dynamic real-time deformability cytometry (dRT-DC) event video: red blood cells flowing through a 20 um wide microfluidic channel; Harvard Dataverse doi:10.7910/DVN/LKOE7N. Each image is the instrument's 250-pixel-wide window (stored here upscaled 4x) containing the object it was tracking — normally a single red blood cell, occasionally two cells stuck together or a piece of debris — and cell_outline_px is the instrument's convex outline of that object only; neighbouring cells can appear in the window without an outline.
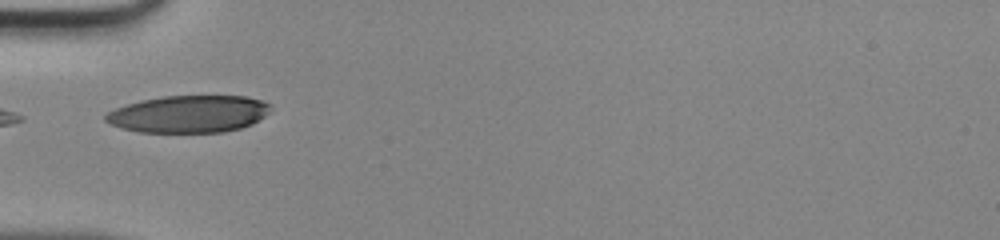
{"species": "human", "species_latin": "Homo sapiens", "temperature_condition": "room temperature", "stored_images_in_passage": 32, "camera_frame_rate_fps": 3000, "um_per_image_px": 0.085, "donor": {"sex": "male"}, "frame": {"image": 1, "passage_image": 1, "time_ms": 0.0, "image_size_px": [1000, 240], "cell_outline_px": [[272, 108], [264, 116], [252, 124], [240, 128], [224, 132], [136, 132], [120, 128], [104, 120], [104, 116], [108, 112], [116, 108], [140, 100], [164, 96], [244, 96], [260, 100], [272, 104]], "centroid_in_image_um": [16.04, 9.69], "position_along_channel_um": 69.0, "area_um2": 35.78}}
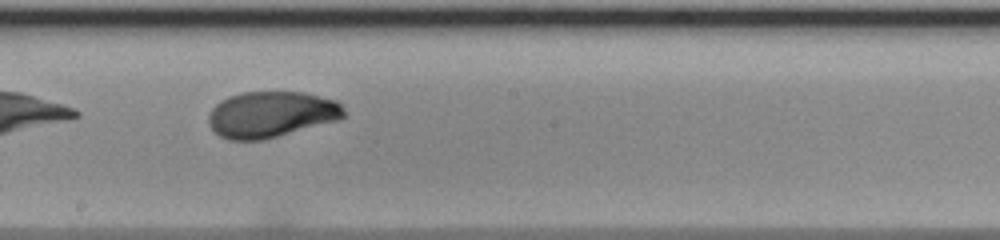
{"frame": {"image": 2, "passage_image": 12, "time_ms": 3.667, "image_size_px": [1000, 240], "cell_outline_px": [[344, 116], [336, 120], [264, 140], [228, 140], [220, 136], [208, 124], [208, 116], [212, 108], [220, 100], [228, 96], [240, 92], [304, 92], [336, 100], [344, 108]], "centroid_in_image_um": [23.01, 9.72], "position_along_channel_um": 225.2, "area_um2": 36.3}}
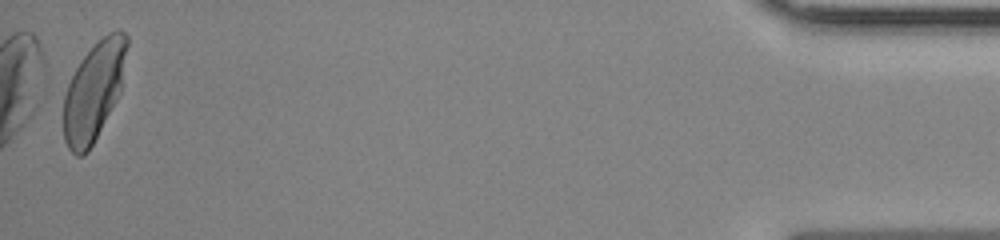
{"frame": {"image": 3, "passage_image": 32, "time_ms": 10.333, "image_size_px": [1000, 240], "cell_outline_px": [[128, 44], [120, 92], [116, 100], [88, 152], [84, 156], [76, 156], [68, 148], [64, 140], [60, 96], [80, 60], [108, 32], [116, 28], [120, 28], [128, 36]], "centroid_in_image_um": [7.92, 7.76], "position_along_channel_um": 427.3, "area_um2": 37.05}}